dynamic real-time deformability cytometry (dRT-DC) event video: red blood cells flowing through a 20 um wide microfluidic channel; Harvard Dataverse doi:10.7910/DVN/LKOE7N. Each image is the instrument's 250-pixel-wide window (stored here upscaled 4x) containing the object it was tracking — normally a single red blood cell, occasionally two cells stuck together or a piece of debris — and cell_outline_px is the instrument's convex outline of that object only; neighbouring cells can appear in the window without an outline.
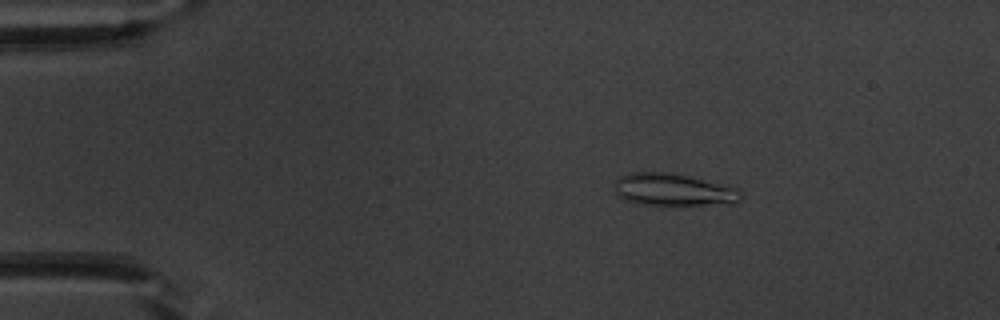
{"species": "common noctule bat (a hibernating species)", "species_latin": "Nyctalus noctula", "temperature_condition": "warm", "stored_images_in_passage": 48, "camera_frame_rate_fps": 3000, "um_per_image_px": 0.085, "animal": {"sex": "male", "body_mass_g": 20.1, "forearm_length_mm": 53.5}, "frame": {"image": 1, "passage_image": 4, "time_ms": 1.0, "image_size_px": [1000, 320], "cell_outline_px": [[744, 196], [740, 200], [732, 204], [636, 204], [624, 200], [616, 192], [616, 180], [620, 176], [632, 172], [668, 172], [688, 176], [740, 188]], "centroid_in_image_um": [57.29, 16.12], "position_along_channel_um": 27.7, "area_um2": 23.7}}
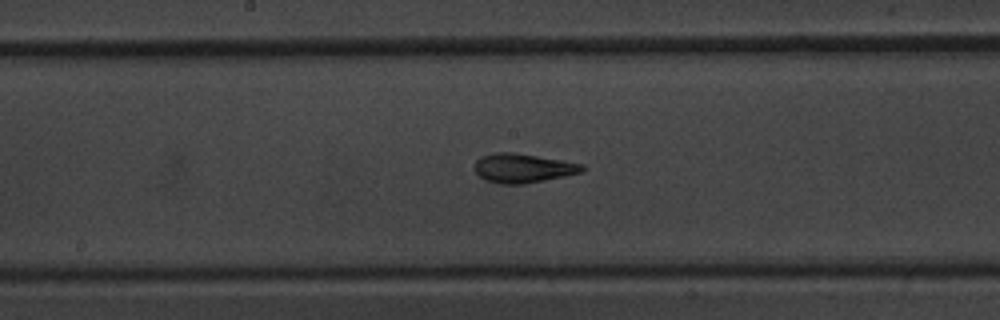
{"frame": {"image": 2, "passage_image": 23, "time_ms": 7.333, "image_size_px": [1000, 320], "cell_outline_px": [[588, 168], [580, 172], [564, 176], [524, 184], [500, 184], [484, 180], [472, 168], [476, 160], [480, 156], [492, 152], [512, 152], [584, 164]], "centroid_in_image_um": [44.4, 14.29], "position_along_channel_um": 203.8, "area_um2": 18.38}}
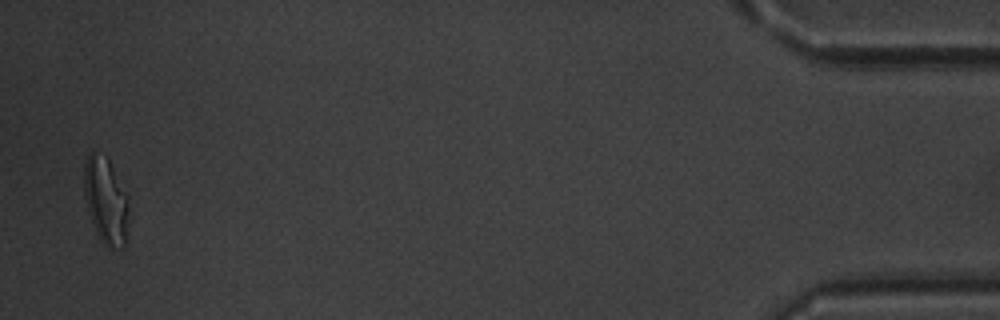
{"frame": {"image": 3, "passage_image": 47, "time_ms": 15.333, "image_size_px": [1000, 320], "cell_outline_px": [[128, 216], [124, 248], [108, 248], [100, 240], [96, 232], [88, 208], [84, 192], [84, 160], [92, 152], [108, 156], [128, 192]], "centroid_in_image_um": [9.02, 17.01], "position_along_channel_um": 426.2, "area_um2": 22.83}, "authors_computed_cell_mechanics": {"area_um2": 18.3226, "velocity_mm_per_s": 3.8264, "shape_relaxation_time_tau1_ms": null, "shape_relaxation_time_tau2_ms": 2.0368, "deformation_change_tau1": null, "deformation_change_tau2": 0.1029}}